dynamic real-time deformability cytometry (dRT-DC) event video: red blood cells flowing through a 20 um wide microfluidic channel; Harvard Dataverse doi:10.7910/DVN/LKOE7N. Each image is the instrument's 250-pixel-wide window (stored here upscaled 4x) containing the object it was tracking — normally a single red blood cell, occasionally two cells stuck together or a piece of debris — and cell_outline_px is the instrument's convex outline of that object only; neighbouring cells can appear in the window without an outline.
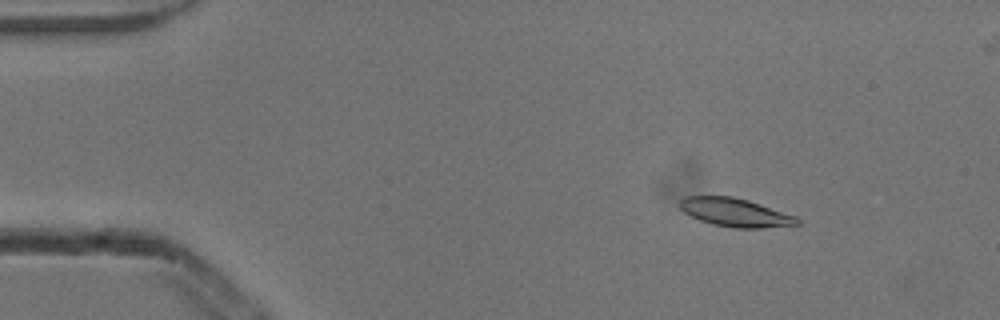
{"species": "common noctule bat (a hibernating species)", "species_latin": "Nyctalus noctula", "temperature_condition": "cold", "stored_images_in_passage": 6, "camera_frame_rate_fps": 3000, "um_per_image_px": 0.085, "animal": {"sex": "male", "body_mass_g": 13.3}, "frame": {"image": 1, "passage_image": 3, "time_ms": 0.667, "image_size_px": [1000, 320], "cell_outline_px": [[800, 224], [760, 228], [732, 228], [712, 224], [700, 220], [684, 212], [676, 204], [684, 196], [732, 196], [748, 200], [796, 216], [800, 220]], "centroid_in_image_um": [62.46, 18.05], "position_along_channel_um": 22.5, "area_um2": 19.48}}
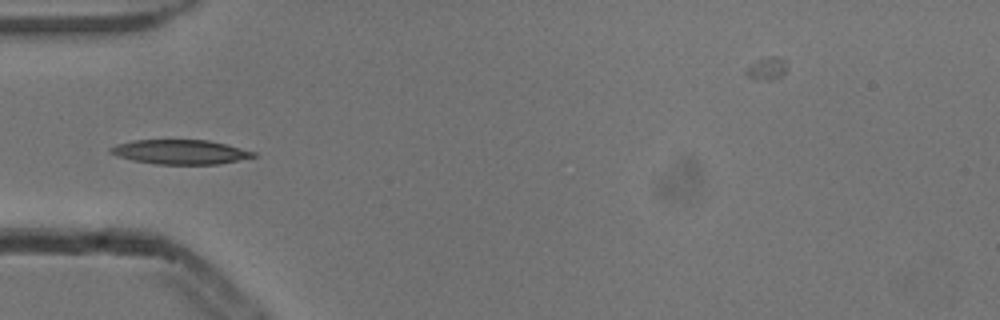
{"frame": {"image": 2, "passage_image": 6, "time_ms": 1.667, "image_size_px": [1000, 320], "cell_outline_px": [[256, 156], [220, 164], [156, 164], [132, 160], [108, 152], [108, 148], [116, 144], [132, 140], [208, 140], [256, 152]], "centroid_in_image_um": [15.29, 12.91], "position_along_channel_um": 69.7, "area_um2": 20.23}}